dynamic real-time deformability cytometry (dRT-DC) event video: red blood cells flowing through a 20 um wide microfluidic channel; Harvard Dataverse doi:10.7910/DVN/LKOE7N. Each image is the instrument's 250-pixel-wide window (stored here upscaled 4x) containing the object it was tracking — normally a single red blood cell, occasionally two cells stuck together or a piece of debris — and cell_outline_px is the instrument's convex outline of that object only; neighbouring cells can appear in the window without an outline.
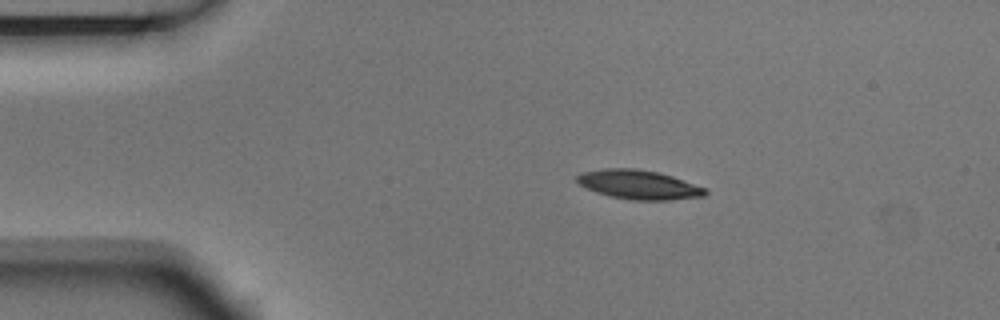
{"species": "Egyptian fruit bat (a non-hibernating species)", "species_latin": "Rousettus aegyptiacus", "temperature_condition": "room temperature", "stored_images_in_passage": 3, "camera_frame_rate_fps": 3000, "um_per_image_px": 0.085, "animal": {"sex": "male"}, "frame": {"image": 1, "passage_image": 2, "time_ms": 0.333, "image_size_px": [1000, 320], "cell_outline_px": [[708, 192], [704, 196], [668, 200], [632, 200], [612, 196], [596, 192], [580, 184], [576, 180], [576, 176], [580, 172], [604, 168], [636, 168], [656, 172], [672, 176], [708, 188]], "centroid_in_image_um": [54.31, 15.68], "position_along_channel_um": 30.7, "area_um2": 21.79}}